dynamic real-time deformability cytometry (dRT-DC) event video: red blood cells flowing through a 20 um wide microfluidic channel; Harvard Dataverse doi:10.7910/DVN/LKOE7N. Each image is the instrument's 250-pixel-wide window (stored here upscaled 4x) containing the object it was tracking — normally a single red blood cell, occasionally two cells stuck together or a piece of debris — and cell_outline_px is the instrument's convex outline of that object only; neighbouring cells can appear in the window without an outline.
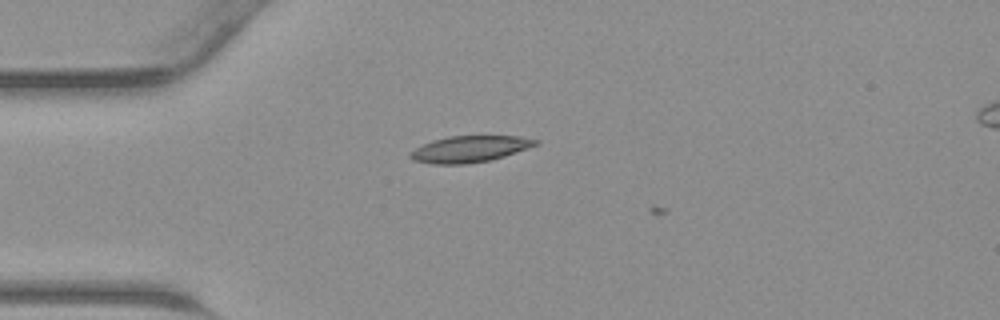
{"species": "common noctule bat (a hibernating species)", "species_latin": "Nyctalus noctula", "temperature_condition": "warm", "stored_images_in_passage": 4, "camera_frame_rate_fps": 3000, "um_per_image_px": 0.085, "animal": {"sex": "male", "body_mass_g": 23.1, "forearm_length_mm": 52.7}, "frame": {"image": 1, "passage_image": 3, "time_ms": 0.667, "image_size_px": [1000, 320], "cell_outline_px": [[540, 144], [504, 156], [488, 160], [464, 164], [432, 164], [412, 160], [408, 156], [408, 152], [432, 140], [448, 136], [520, 136], [540, 140]], "centroid_in_image_um": [39.91, 12.66], "position_along_channel_um": 45.1, "area_um2": 19.31}}